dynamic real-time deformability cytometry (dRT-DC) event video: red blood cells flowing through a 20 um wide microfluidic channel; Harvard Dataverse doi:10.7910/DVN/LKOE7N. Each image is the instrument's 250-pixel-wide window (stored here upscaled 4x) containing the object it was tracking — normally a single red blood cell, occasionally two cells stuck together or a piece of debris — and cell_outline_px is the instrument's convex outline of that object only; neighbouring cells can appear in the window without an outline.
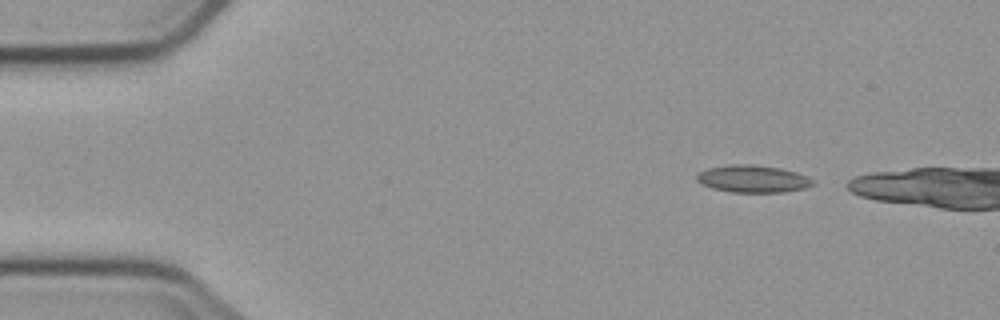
{"species": "common noctule bat (a hibernating species)", "species_latin": "Nyctalus noctula", "temperature_condition": "cold", "stored_images_in_passage": 2, "camera_frame_rate_fps": 3000, "um_per_image_px": 0.085, "animal": {"sex": "male", "body_mass_g": 23.1, "forearm_length_mm": 52.7}, "frame": {"image": 1, "passage_image": 2, "time_ms": 1.333, "image_size_px": [1000, 320], "cell_outline_px": [[812, 184], [804, 188], [784, 192], [732, 192], [712, 188], [696, 180], [696, 176], [700, 172], [708, 168], [732, 164], [752, 164], [780, 168], [796, 172], [808, 176], [812, 180]], "centroid_in_image_um": [63.99, 15.19], "position_along_channel_um": 21.0, "area_um2": 18.26}}